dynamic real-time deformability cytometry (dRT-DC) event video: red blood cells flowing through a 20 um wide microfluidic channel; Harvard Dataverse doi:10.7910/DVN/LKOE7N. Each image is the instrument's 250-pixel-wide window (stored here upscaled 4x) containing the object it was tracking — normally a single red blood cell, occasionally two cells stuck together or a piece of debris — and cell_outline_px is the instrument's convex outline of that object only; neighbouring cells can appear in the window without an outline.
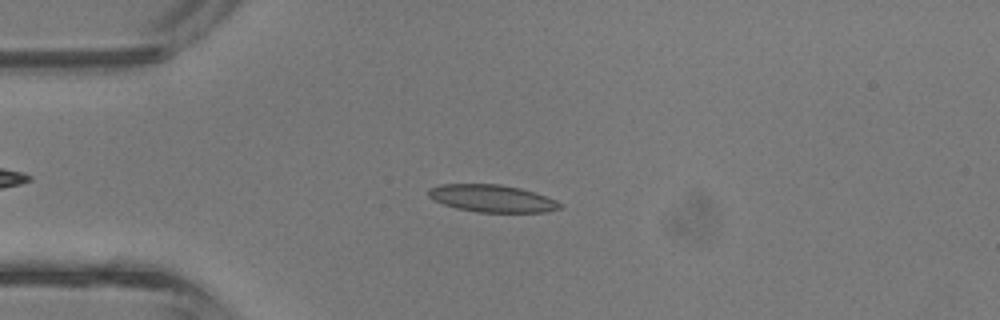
{"species": "common noctule bat (a hibernating species)", "species_latin": "Nyctalus noctula", "temperature_condition": "room temperature", "stored_images_in_passage": 40, "camera_frame_rate_fps": 3000, "um_per_image_px": 0.085, "animal": {"sex": "male", "body_mass_g": 13.3}, "frame": {"image": 1, "passage_image": 11, "time_ms": 3.333, "image_size_px": [1000, 320], "cell_outline_px": [[564, 204], [560, 208], [544, 212], [476, 212], [456, 208], [444, 204], [428, 196], [428, 188], [440, 184], [500, 184], [520, 188], [536, 192], [556, 200]], "centroid_in_image_um": [41.84, 16.86], "position_along_channel_um": 43.2, "area_um2": 20.98}}
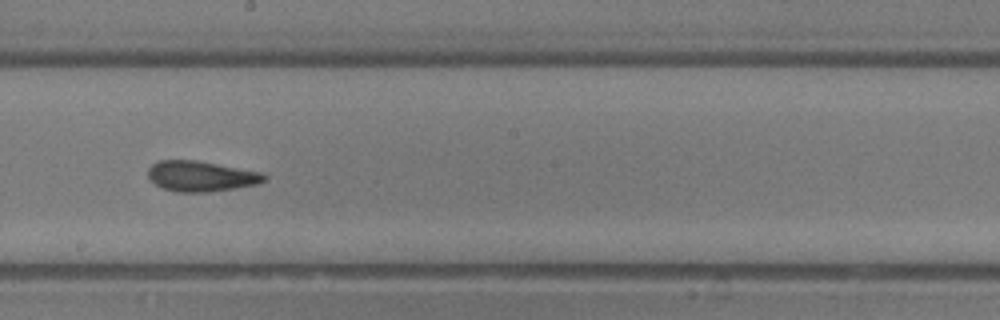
{"frame": {"image": 2, "passage_image": 24, "time_ms": 7.667, "image_size_px": [1000, 320], "cell_outline_px": [[268, 176], [264, 180], [256, 184], [208, 192], [176, 192], [164, 188], [156, 184], [148, 176], [148, 168], [156, 160], [196, 160], [264, 172]], "centroid_in_image_um": [17.09, 14.96], "position_along_channel_um": 231.1, "area_um2": 20.58}}
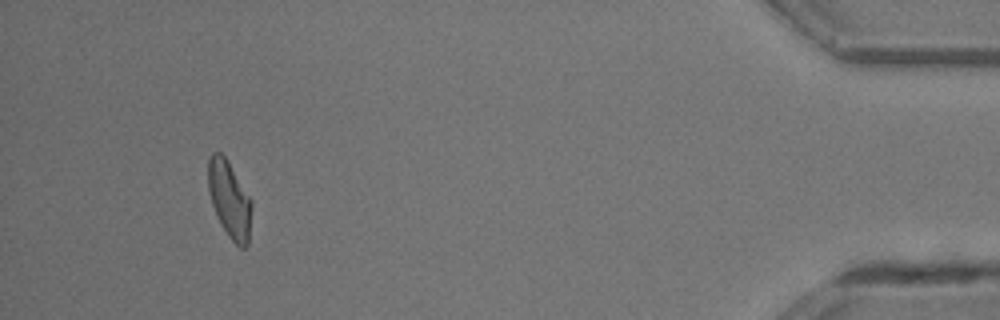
{"frame": {"image": 3, "passage_image": 40, "time_ms": 13.0, "image_size_px": [1000, 320], "cell_outline_px": [[252, 208], [248, 244], [244, 248], [240, 248], [228, 236], [212, 204], [208, 192], [208, 160], [212, 152], [220, 152], [224, 156], [252, 200]], "centroid_in_image_um": [19.51, 16.96], "position_along_channel_um": 415.7, "area_um2": 19.19}, "authors_computed_cell_mechanics": {"area_um2": 20.6635, "velocity_mm_per_s": 4.829, "shape_relaxation_time_tau1_ms": 10.5181, "shape_relaxation_time_tau2_ms": 1.5243, "deformation_change_tau1": 0.2438, "deformation_change_tau2": 0.0872}}